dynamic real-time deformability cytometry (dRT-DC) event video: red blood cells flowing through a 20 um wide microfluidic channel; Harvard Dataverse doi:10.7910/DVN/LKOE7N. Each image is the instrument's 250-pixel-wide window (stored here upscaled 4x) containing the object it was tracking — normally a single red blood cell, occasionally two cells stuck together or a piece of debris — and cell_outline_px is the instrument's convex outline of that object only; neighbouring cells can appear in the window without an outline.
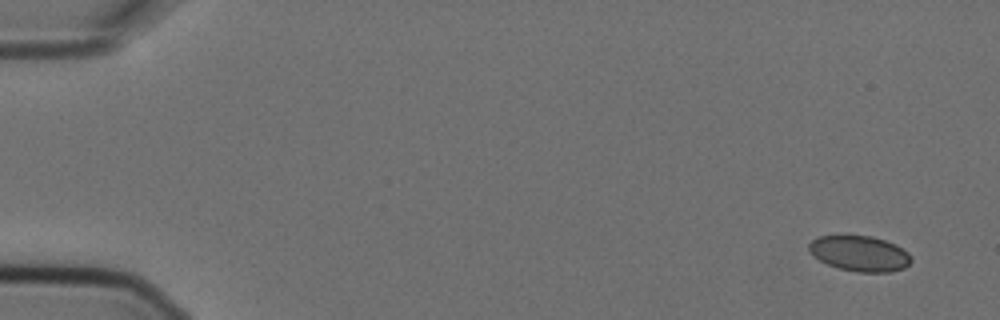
{"species": "Egyptian fruit bat (a non-hibernating species)", "species_latin": "Rousettus aegyptiacus", "temperature_condition": "cold", "stored_images_in_passage": 6, "camera_frame_rate_fps": 3000, "um_per_image_px": 0.085, "animal": {"sex": "female"}, "frame": {"image": 1, "passage_image": 1, "time_ms": 0.0, "image_size_px": [1000, 320], "cell_outline_px": [[912, 260], [904, 268], [892, 272], [856, 272], [840, 268], [828, 264], [820, 260], [808, 248], [808, 244], [812, 240], [820, 236], [836, 232], [844, 232], [872, 236], [896, 244], [908, 252]], "centroid_in_image_um": [73.06, 21.49], "position_along_channel_um": 11.9, "area_um2": 21.79}}
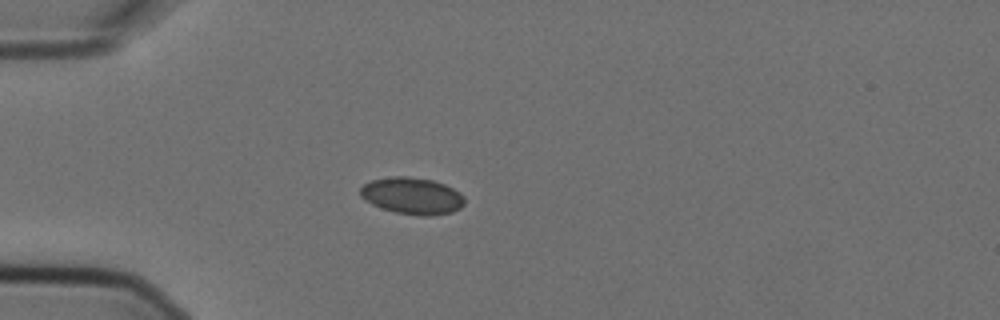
{"frame": {"image": 2, "passage_image": 4, "time_ms": 1.0, "image_size_px": [1000, 320], "cell_outline_px": [[464, 204], [460, 208], [452, 212], [432, 216], [420, 216], [396, 212], [372, 204], [364, 200], [360, 196], [360, 188], [364, 184], [372, 180], [392, 176], [408, 176], [432, 180], [444, 184], [460, 192], [464, 196]], "centroid_in_image_um": [35.04, 16.64], "position_along_channel_um": 50.0, "area_um2": 22.37}}
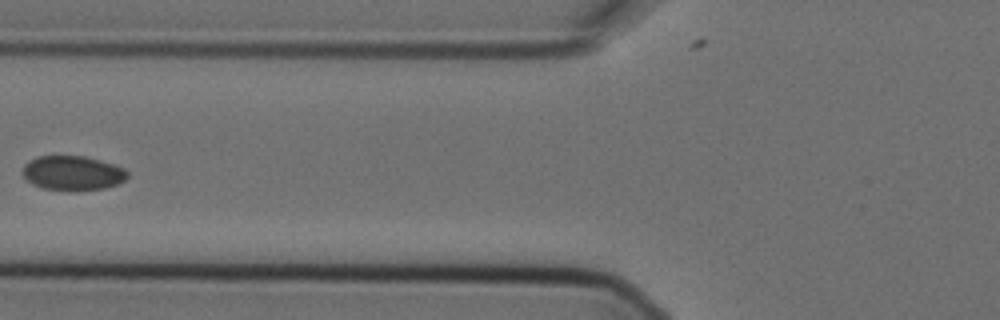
{"frame": {"image": 3, "passage_image": 6, "time_ms": 1.667, "image_size_px": [1000, 320], "cell_outline_px": [[128, 176], [124, 180], [116, 184], [104, 188], [76, 192], [68, 192], [44, 188], [32, 184], [24, 180], [20, 172], [24, 164], [28, 160], [36, 156], [84, 156], [100, 160], [124, 168], [128, 172]], "centroid_in_image_um": [6.1, 14.73], "position_along_channel_um": 119.7, "area_um2": 21.62}}